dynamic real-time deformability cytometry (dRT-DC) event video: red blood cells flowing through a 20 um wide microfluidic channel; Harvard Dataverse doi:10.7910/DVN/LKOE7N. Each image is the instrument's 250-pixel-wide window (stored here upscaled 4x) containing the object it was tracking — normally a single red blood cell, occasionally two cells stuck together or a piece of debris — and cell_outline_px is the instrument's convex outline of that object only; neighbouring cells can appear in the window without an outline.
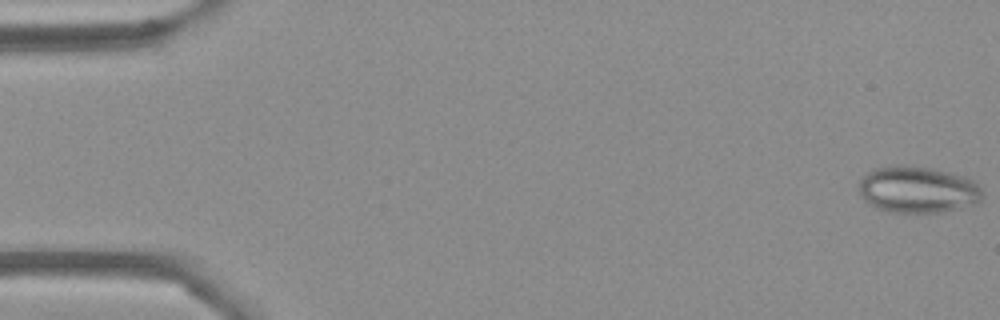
{"species": "Egyptian fruit bat (a non-hibernating species)", "species_latin": "Rousettus aegyptiacus", "temperature_condition": "cold", "stored_images_in_passage": 54, "camera_frame_rate_fps": 3000, "um_per_image_px": 0.085, "frame": {"image": 1, "passage_image": 1, "time_ms": 0.0, "image_size_px": [1000, 320], "cell_outline_px": [[984, 196], [980, 200], [956, 208], [940, 212], [892, 212], [876, 208], [864, 200], [860, 192], [860, 180], [868, 172], [876, 168], [888, 164], [904, 164], [932, 168], [964, 176], [972, 180], [980, 188]], "centroid_in_image_um": [77.96, 16.09], "position_along_channel_um": 7.0, "area_um2": 33.35}}
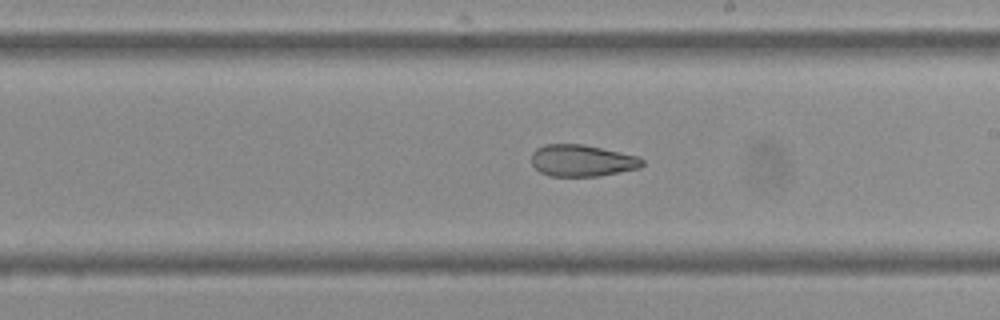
{"frame": {"image": 2, "passage_image": 31, "time_ms": 10.0, "image_size_px": [1000, 320], "cell_outline_px": [[644, 164], [640, 168], [620, 172], [596, 176], [552, 176], [540, 172], [532, 164], [532, 152], [536, 148], [544, 144], [584, 144], [640, 156], [644, 160]], "centroid_in_image_um": [49.5, 13.64], "position_along_channel_um": 239.5, "area_um2": 20.63}}
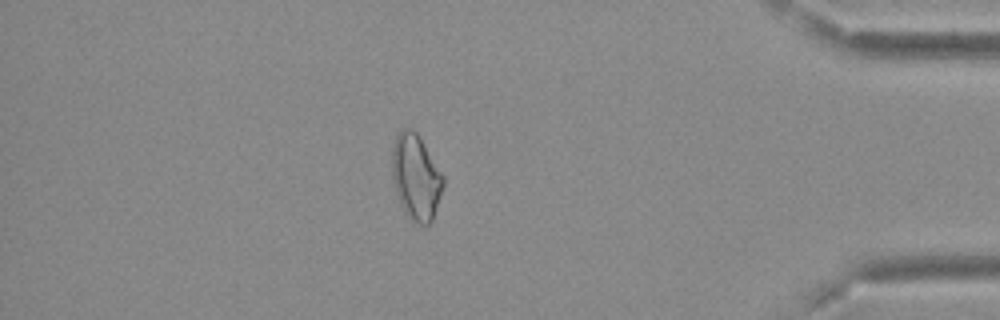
{"frame": {"image": 3, "passage_image": 47, "time_ms": 15.333, "image_size_px": [1000, 320], "cell_outline_px": [[444, 188], [432, 220], [428, 224], [420, 224], [412, 220], [400, 204], [396, 192], [392, 176], [392, 148], [396, 136], [400, 128], [412, 128], [416, 132], [444, 176]], "centroid_in_image_um": [35.35, 15.03], "position_along_channel_um": 399.8, "area_um2": 25.37}, "authors_computed_cell_mechanics": {"area_um2": 25.0274, "velocity_mm_per_s": 3.7336, "shape_relaxation_time_tau1_ms": null, "shape_relaxation_time_tau2_ms": 3.0653, "deformation_change_tau1": null, "deformation_change_tau2": 0.1057}}